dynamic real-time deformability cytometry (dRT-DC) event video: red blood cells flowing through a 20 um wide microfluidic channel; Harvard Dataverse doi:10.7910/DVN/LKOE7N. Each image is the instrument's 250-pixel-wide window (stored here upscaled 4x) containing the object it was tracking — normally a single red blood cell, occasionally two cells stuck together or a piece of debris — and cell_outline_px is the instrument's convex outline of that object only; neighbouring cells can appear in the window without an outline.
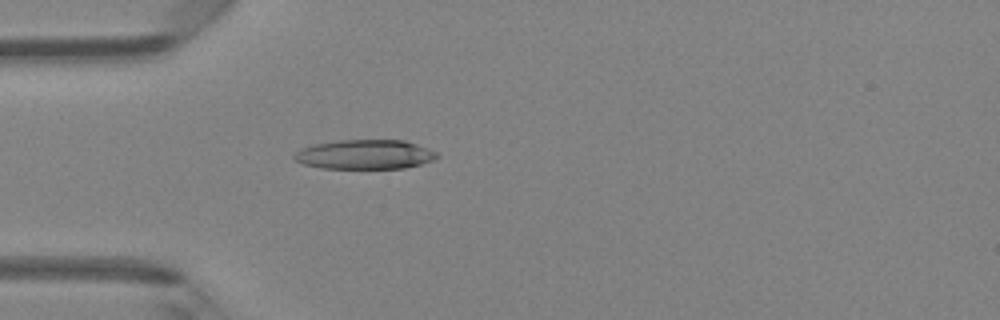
{"species": "Egyptian fruit bat (a non-hibernating species)", "species_latin": "Rousettus aegyptiacus", "temperature_condition": "room temperature", "stored_images_in_passage": 47, "camera_frame_rate_fps": 3000, "um_per_image_px": 0.085, "animal": {"sex": "female"}, "frame": {"image": 1, "passage_image": 14, "time_ms": 4.333, "image_size_px": [1000, 320], "cell_outline_px": [[440, 156], [432, 160], [420, 164], [404, 168], [320, 168], [304, 164], [296, 160], [292, 156], [300, 148], [312, 144], [340, 140], [404, 140], [428, 148], [436, 152]], "centroid_in_image_um": [31.0, 13.12], "position_along_channel_um": 54.0, "area_um2": 24.45}}
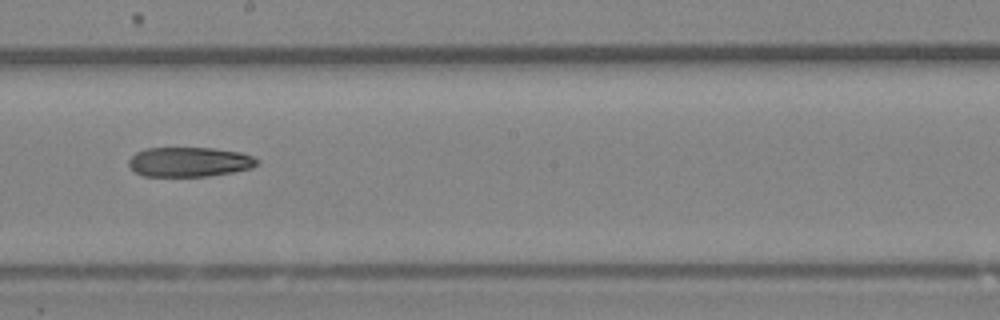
{"frame": {"image": 2, "passage_image": 27, "time_ms": 8.667, "image_size_px": [1000, 320], "cell_outline_px": [[260, 164], [252, 168], [232, 172], [208, 176], [144, 176], [136, 172], [128, 164], [128, 160], [136, 152], [144, 148], [212, 148], [240, 152], [252, 156], [260, 160]], "centroid_in_image_um": [16.12, 13.76], "position_along_channel_um": 232.1, "area_um2": 22.25}}
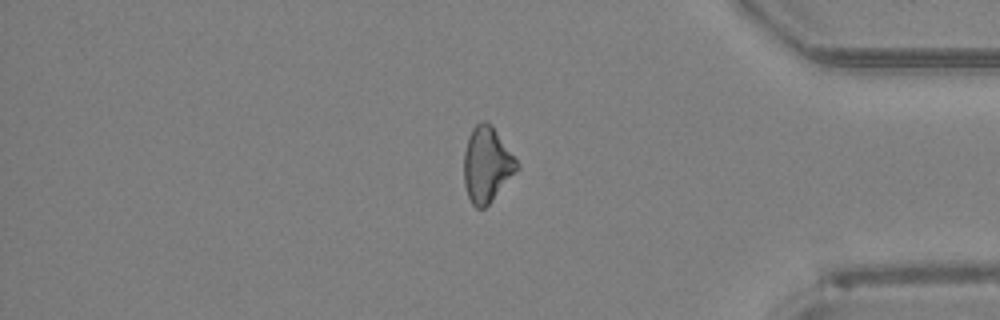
{"frame": {"image": 3, "passage_image": 40, "time_ms": 13.0, "image_size_px": [1000, 320], "cell_outline_px": [[520, 168], [492, 200], [484, 208], [476, 208], [472, 204], [468, 196], [464, 184], [464, 152], [468, 136], [472, 128], [480, 120], [484, 120], [492, 124], [520, 164]], "centroid_in_image_um": [41.39, 13.96], "position_along_channel_um": 393.8, "area_um2": 23.47}}